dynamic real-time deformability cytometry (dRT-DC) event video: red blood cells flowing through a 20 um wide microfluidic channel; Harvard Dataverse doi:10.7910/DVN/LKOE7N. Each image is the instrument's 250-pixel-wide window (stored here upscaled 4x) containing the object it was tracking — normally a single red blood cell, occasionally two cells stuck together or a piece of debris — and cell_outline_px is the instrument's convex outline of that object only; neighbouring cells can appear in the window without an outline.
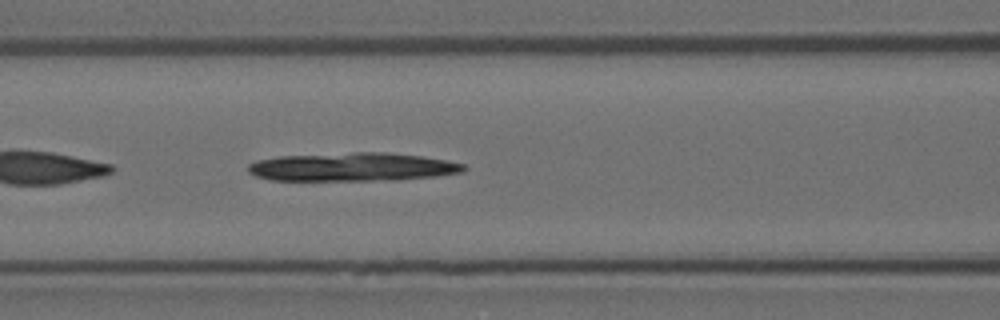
{"species": "Egyptian fruit bat (a non-hibernating species)", "species_latin": "Rousettus aegyptiacus", "temperature_condition": "room temperature", "stored_images_in_passage": 40, "camera_frame_rate_fps": 3000, "um_per_image_px": 0.085, "animal": {"sex": "female"}, "frame": {"image": 1, "passage_image": 7, "time_ms": 2.0, "image_size_px": [1000, 320], "cell_outline_px": [[468, 168], [464, 172], [436, 176], [400, 180], [272, 180], [256, 176], [248, 172], [248, 164], [256, 160], [280, 156], [352, 152], [388, 152], [420, 156], [444, 160], [464, 164]], "centroid_in_image_um": [29.97, 14.19], "position_along_channel_um": 136.6, "area_um2": 35.89}}
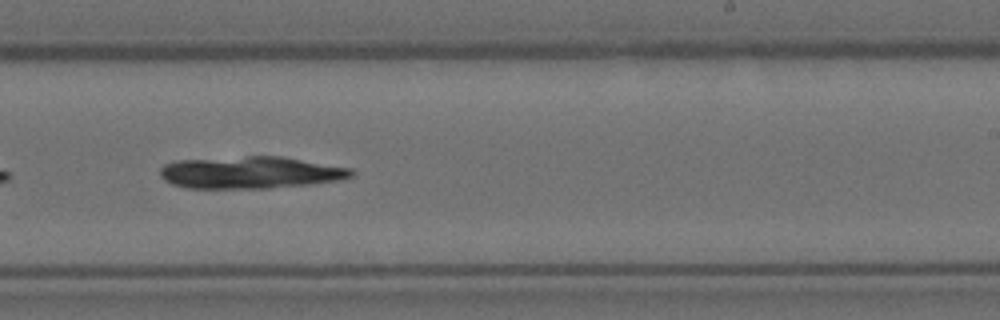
{"frame": {"image": 2, "passage_image": 18, "time_ms": 5.667, "image_size_px": [1000, 320], "cell_outline_px": [[356, 172], [352, 176], [340, 180], [308, 184], [268, 188], [184, 188], [172, 184], [164, 180], [160, 176], [160, 168], [164, 164], [176, 160], [244, 156], [280, 156], [352, 168]], "centroid_in_image_um": [21.26, 14.66], "position_along_channel_um": 267.7, "area_um2": 35.95}}
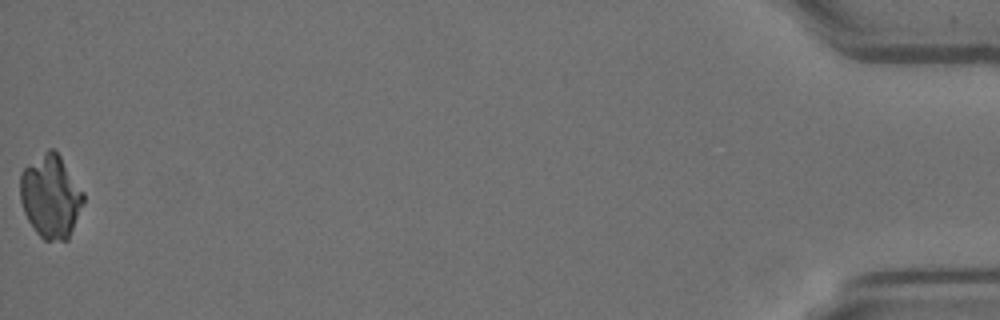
{"frame": {"image": 3, "passage_image": 40, "time_ms": 13.0, "image_size_px": [1000, 320], "cell_outline_px": [[84, 204], [68, 240], [44, 240], [36, 232], [28, 220], [24, 212], [20, 200], [20, 172], [24, 168], [48, 148], [52, 148], [60, 156], [84, 192]], "centroid_in_image_um": [4.31, 16.7], "position_along_channel_um": 430.9, "area_um2": 30.63}}